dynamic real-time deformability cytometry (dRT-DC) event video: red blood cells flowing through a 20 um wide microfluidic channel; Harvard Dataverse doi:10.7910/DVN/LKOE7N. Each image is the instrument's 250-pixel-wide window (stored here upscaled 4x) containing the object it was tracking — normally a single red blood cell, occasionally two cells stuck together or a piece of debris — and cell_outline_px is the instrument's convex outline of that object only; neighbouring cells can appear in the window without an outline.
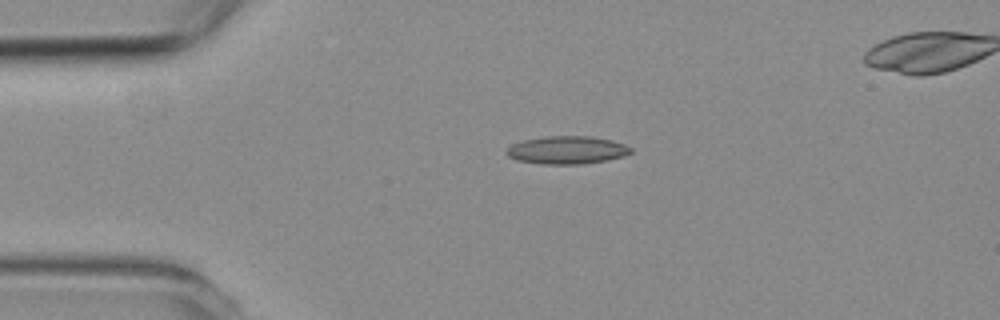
{"species": "common noctule bat (a hibernating species)", "species_latin": "Nyctalus noctula", "temperature_condition": "room temperature", "stored_images_in_passage": 2, "camera_frame_rate_fps": 3000, "um_per_image_px": 0.085, "animal": {"sex": "female", "body_mass_g": 19.3, "forearm_length_mm": 54.1}, "frame": {"image": 1, "passage_image": 1, "time_ms": 0.0, "image_size_px": [1000, 320], "cell_outline_px": [[632, 152], [624, 156], [608, 160], [580, 164], [540, 164], [516, 160], [508, 156], [504, 152], [512, 144], [524, 140], [544, 136], [592, 136], [612, 140], [624, 144], [632, 148]], "centroid_in_image_um": [48.19, 12.75], "position_along_channel_um": 36.8, "area_um2": 20.35}}